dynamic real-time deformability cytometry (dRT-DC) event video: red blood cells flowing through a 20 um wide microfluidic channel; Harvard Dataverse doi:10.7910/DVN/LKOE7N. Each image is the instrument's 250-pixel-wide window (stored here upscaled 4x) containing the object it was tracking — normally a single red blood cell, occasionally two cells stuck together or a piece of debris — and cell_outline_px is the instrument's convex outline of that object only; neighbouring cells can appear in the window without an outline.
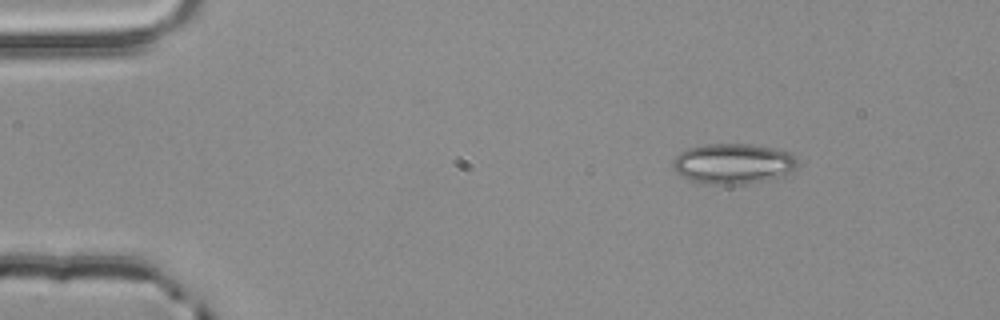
{"species": "common noctule bat (a hibernating species)", "species_latin": "Nyctalus noctula", "temperature_condition": "room temperature", "stored_images_in_passage": 3, "camera_frame_rate_fps": 3000, "um_per_image_px": 0.085, "animal": {"sex": "male", "body_mass_g": 20.4}, "frame": {"image": 1, "passage_image": 1, "time_ms": 0.0, "image_size_px": [1000, 320], "cell_outline_px": [[796, 164], [788, 172], [764, 180], [748, 184], [700, 184], [676, 172], [672, 168], [672, 160], [680, 152], [688, 148], [708, 144], [748, 144], [772, 148], [792, 152], [796, 160]], "centroid_in_image_um": [62.25, 13.9], "position_along_channel_um": 22.8, "area_um2": 28.96}}